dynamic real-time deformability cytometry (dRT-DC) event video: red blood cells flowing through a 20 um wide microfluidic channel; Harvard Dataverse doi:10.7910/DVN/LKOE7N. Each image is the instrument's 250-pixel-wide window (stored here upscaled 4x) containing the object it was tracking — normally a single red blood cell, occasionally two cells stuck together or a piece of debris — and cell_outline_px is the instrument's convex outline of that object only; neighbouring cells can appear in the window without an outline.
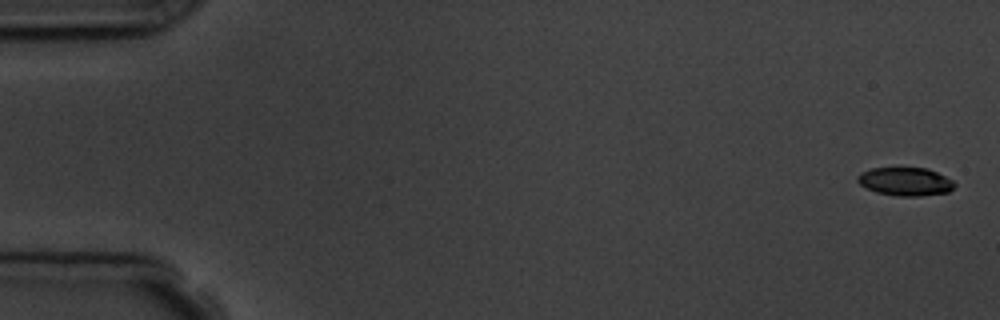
{"species": "common noctule bat (a hibernating species)", "species_latin": "Nyctalus noctula", "temperature_condition": "room temperature", "stored_images_in_passage": 6, "camera_frame_rate_fps": 3000, "um_per_image_px": 0.085, "animal": {"sex": "male", "body_mass_g": 19.5, "forearm_length_mm": 54.6}, "frame": {"image": 1, "passage_image": 1, "time_ms": 0.0, "image_size_px": [1000, 320], "cell_outline_px": [[956, 184], [948, 192], [920, 196], [896, 196], [876, 192], [860, 184], [856, 180], [856, 176], [860, 172], [872, 168], [928, 168], [952, 180]], "centroid_in_image_um": [76.93, 15.43], "position_along_channel_um": 8.1, "area_um2": 15.95}}